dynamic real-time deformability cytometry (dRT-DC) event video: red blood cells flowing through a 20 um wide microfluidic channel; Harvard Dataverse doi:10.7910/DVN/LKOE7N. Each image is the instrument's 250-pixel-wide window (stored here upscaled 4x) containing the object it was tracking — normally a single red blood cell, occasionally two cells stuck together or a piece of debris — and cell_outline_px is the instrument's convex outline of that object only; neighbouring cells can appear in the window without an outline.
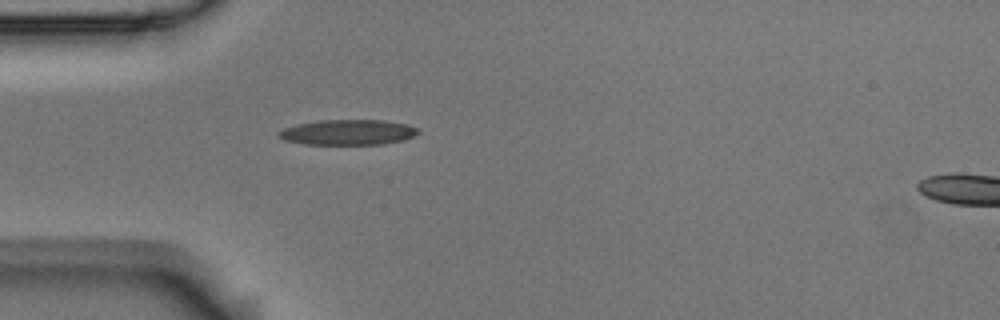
{"species": "Egyptian fruit bat (a non-hibernating species)", "species_latin": "Rousettus aegyptiacus", "temperature_condition": "room temperature", "stored_images_in_passage": 1, "camera_frame_rate_fps": 3000, "um_per_image_px": 0.085, "animal": {"sex": "male"}, "frame": {"image": 1, "passage_image": 1, "time_ms": 0.0, "image_size_px": [1000, 320], "cell_outline_px": [[420, 132], [404, 140], [384, 144], [304, 144], [284, 140], [276, 136], [276, 132], [284, 128], [296, 124], [320, 120], [384, 120], [408, 124], [416, 128]], "centroid_in_image_um": [29.54, 11.24], "position_along_channel_um": 55.5, "area_um2": 20.69}}